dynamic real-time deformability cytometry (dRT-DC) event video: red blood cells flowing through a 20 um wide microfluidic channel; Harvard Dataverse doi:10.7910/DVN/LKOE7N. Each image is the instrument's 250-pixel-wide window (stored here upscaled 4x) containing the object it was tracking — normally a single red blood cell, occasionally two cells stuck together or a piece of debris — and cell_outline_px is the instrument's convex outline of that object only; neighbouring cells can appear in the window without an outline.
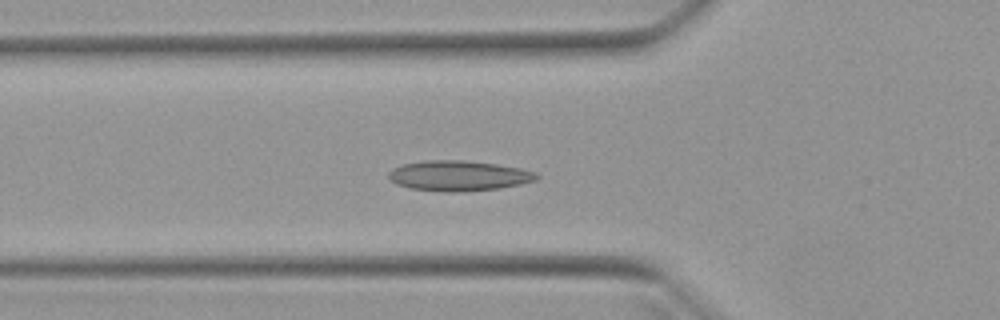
{"species": "Egyptian fruit bat (a non-hibernating species)", "species_latin": "Rousettus aegyptiacus", "temperature_condition": "warm", "stored_images_in_passage": 50, "camera_frame_rate_fps": 3000, "um_per_image_px": 0.085, "animal": {"sex": "female"}, "frame": {"image": 1, "passage_image": 17, "time_ms": 5.333, "image_size_px": [1000, 320], "cell_outline_px": [[540, 176], [536, 180], [520, 184], [500, 188], [452, 192], [448, 192], [412, 188], [396, 184], [388, 176], [388, 172], [392, 168], [404, 164], [424, 160], [464, 160], [496, 164], [520, 168], [536, 172]], "centroid_in_image_um": [38.99, 14.93], "position_along_channel_um": 86.8, "area_um2": 25.95}}
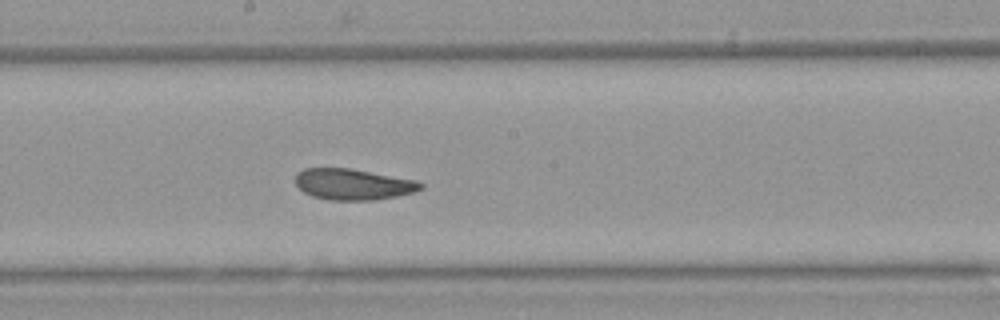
{"frame": {"image": 2, "passage_image": 27, "time_ms": 8.667, "image_size_px": [1000, 320], "cell_outline_px": [[424, 188], [412, 192], [396, 196], [372, 200], [328, 200], [312, 196], [304, 192], [296, 184], [296, 172], [304, 168], [348, 168], [416, 180], [424, 184]], "centroid_in_image_um": [29.99, 15.66], "position_along_channel_um": 218.2, "area_um2": 22.54}}
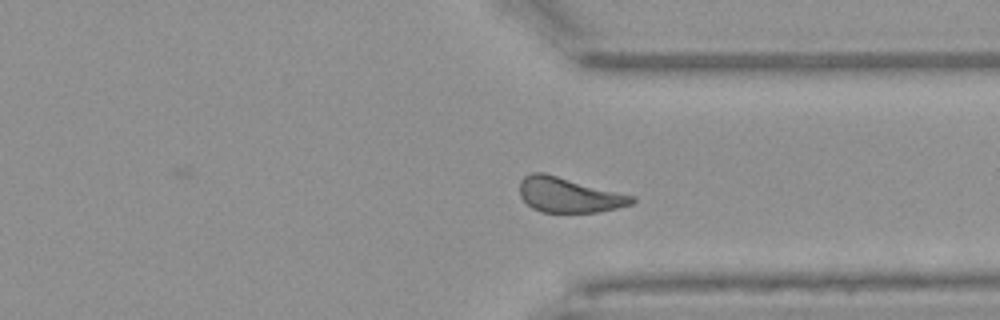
{"frame": {"image": 3, "passage_image": 38, "time_ms": 12.333, "image_size_px": [1000, 320], "cell_outline_px": [[636, 200], [632, 204], [616, 208], [596, 212], [540, 212], [532, 208], [520, 196], [520, 180], [524, 176], [532, 172], [544, 172], [636, 196]], "centroid_in_image_um": [48.36, 16.56], "position_along_channel_um": 363.0, "area_um2": 23.0}, "authors_computed_cell_mechanics": {"area_um2": 23.3512, "velocity_mm_per_s": 3.9425, "shape_relaxation_time_tau1_ms": 7.5127, "shape_relaxation_time_tau2_ms": 2.0472, "deformation_change_tau1": 0.1505, "deformation_change_tau2": 0.0881}}